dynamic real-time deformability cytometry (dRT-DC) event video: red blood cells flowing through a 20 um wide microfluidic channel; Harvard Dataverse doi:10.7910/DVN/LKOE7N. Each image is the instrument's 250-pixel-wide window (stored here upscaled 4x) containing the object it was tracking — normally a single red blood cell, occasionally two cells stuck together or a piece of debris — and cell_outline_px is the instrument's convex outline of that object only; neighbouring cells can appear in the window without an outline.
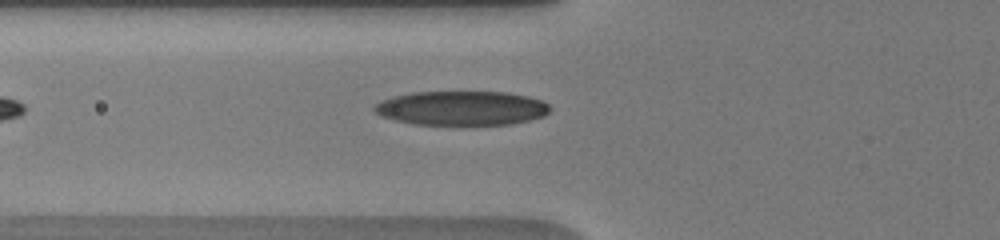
{"species": "human", "species_latin": "Homo sapiens", "temperature_condition": "warm", "stored_images_in_passage": 45, "camera_frame_rate_fps": 3000, "um_per_image_px": 0.085, "donor": {"sex": "male"}, "frame": {"image": 1, "passage_image": 3, "time_ms": 0.667, "image_size_px": [1000, 240], "cell_outline_px": [[548, 112], [544, 116], [512, 124], [412, 124], [380, 116], [372, 108], [380, 100], [412, 92], [508, 92], [528, 96], [540, 100], [548, 104]], "centroid_in_image_um": [39.22, 9.18], "position_along_channel_um": 86.6, "area_um2": 34.85}}
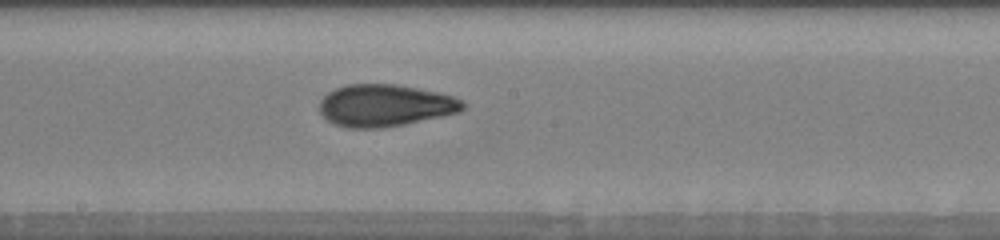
{"frame": {"image": 2, "passage_image": 14, "time_ms": 4.0, "image_size_px": [1000, 240], "cell_outline_px": [[464, 108], [460, 112], [404, 124], [384, 128], [348, 128], [336, 124], [328, 120], [320, 112], [320, 100], [328, 92], [336, 88], [348, 84], [396, 84], [436, 92], [452, 96], [464, 100]], "centroid_in_image_um": [32.73, 8.96], "position_along_channel_um": 215.5, "area_um2": 34.97}}
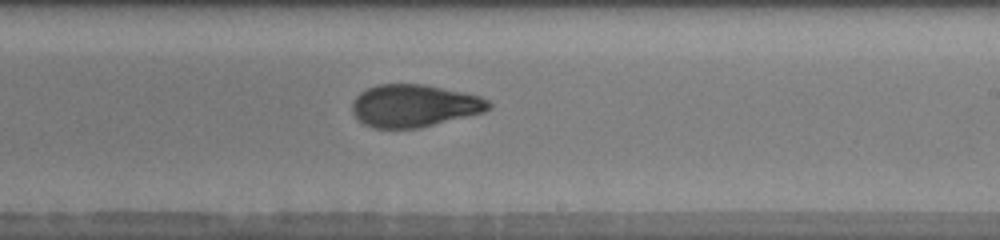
{"frame": {"image": 3, "passage_image": 18, "time_ms": 5.0, "image_size_px": [1000, 240], "cell_outline_px": [[492, 108], [484, 112], [420, 128], [372, 128], [364, 124], [352, 112], [352, 100], [360, 92], [376, 84], [424, 84], [464, 92], [480, 96], [488, 100], [492, 104]], "centroid_in_image_um": [35.22, 8.98], "position_along_channel_um": 253.8, "area_um2": 33.99}, "authors_computed_cell_mechanics": {"area_um2": 33.6974, "velocity_mm_per_s": 3.8427, "shape_relaxation_time_tau1_ms": 4.9751, "shape_relaxation_time_tau2_ms": 1.6291, "deformation_change_tau1": 0.2176, "deformation_change_tau2": 0.0796}}